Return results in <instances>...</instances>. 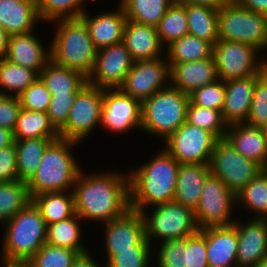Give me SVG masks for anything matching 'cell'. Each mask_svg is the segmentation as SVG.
I'll return each mask as SVG.
<instances>
[{"instance_id":"9c48e42d","label":"cell","mask_w":267,"mask_h":267,"mask_svg":"<svg viewBox=\"0 0 267 267\" xmlns=\"http://www.w3.org/2000/svg\"><path fill=\"white\" fill-rule=\"evenodd\" d=\"M260 52L258 48L246 43L218 40L213 45L212 53L218 79L226 81L262 73L267 68V58Z\"/></svg>"},{"instance_id":"b9f144b4","label":"cell","mask_w":267,"mask_h":267,"mask_svg":"<svg viewBox=\"0 0 267 267\" xmlns=\"http://www.w3.org/2000/svg\"><path fill=\"white\" fill-rule=\"evenodd\" d=\"M78 252L45 243L28 259L30 267H71Z\"/></svg>"},{"instance_id":"ab89813d","label":"cell","mask_w":267,"mask_h":267,"mask_svg":"<svg viewBox=\"0 0 267 267\" xmlns=\"http://www.w3.org/2000/svg\"><path fill=\"white\" fill-rule=\"evenodd\" d=\"M38 13L42 23H50L57 19L80 18L87 10V0H36ZM84 6V7H83Z\"/></svg>"},{"instance_id":"816d5d0a","label":"cell","mask_w":267,"mask_h":267,"mask_svg":"<svg viewBox=\"0 0 267 267\" xmlns=\"http://www.w3.org/2000/svg\"><path fill=\"white\" fill-rule=\"evenodd\" d=\"M20 181L14 144L0 149V183Z\"/></svg>"},{"instance_id":"f6af8a7d","label":"cell","mask_w":267,"mask_h":267,"mask_svg":"<svg viewBox=\"0 0 267 267\" xmlns=\"http://www.w3.org/2000/svg\"><path fill=\"white\" fill-rule=\"evenodd\" d=\"M153 247H133V250L117 251L107 262L106 267H151L155 262ZM152 262V263H151ZM152 264V265H151Z\"/></svg>"},{"instance_id":"1f68e13d","label":"cell","mask_w":267,"mask_h":267,"mask_svg":"<svg viewBox=\"0 0 267 267\" xmlns=\"http://www.w3.org/2000/svg\"><path fill=\"white\" fill-rule=\"evenodd\" d=\"M14 140L31 138H60L45 112L29 111L21 108L13 131Z\"/></svg>"},{"instance_id":"2e32d148","label":"cell","mask_w":267,"mask_h":267,"mask_svg":"<svg viewBox=\"0 0 267 267\" xmlns=\"http://www.w3.org/2000/svg\"><path fill=\"white\" fill-rule=\"evenodd\" d=\"M104 228L106 263L117 251L133 250V247H152L145 237V224L141 212L129 209L123 216L113 219Z\"/></svg>"},{"instance_id":"484cf974","label":"cell","mask_w":267,"mask_h":267,"mask_svg":"<svg viewBox=\"0 0 267 267\" xmlns=\"http://www.w3.org/2000/svg\"><path fill=\"white\" fill-rule=\"evenodd\" d=\"M237 244L234 225L206 228L208 267H237Z\"/></svg>"},{"instance_id":"c3c4849f","label":"cell","mask_w":267,"mask_h":267,"mask_svg":"<svg viewBox=\"0 0 267 267\" xmlns=\"http://www.w3.org/2000/svg\"><path fill=\"white\" fill-rule=\"evenodd\" d=\"M206 228L186 237L185 266L208 267Z\"/></svg>"},{"instance_id":"bcb514c9","label":"cell","mask_w":267,"mask_h":267,"mask_svg":"<svg viewBox=\"0 0 267 267\" xmlns=\"http://www.w3.org/2000/svg\"><path fill=\"white\" fill-rule=\"evenodd\" d=\"M156 247V267H186V238L163 241Z\"/></svg>"},{"instance_id":"5b68a950","label":"cell","mask_w":267,"mask_h":267,"mask_svg":"<svg viewBox=\"0 0 267 267\" xmlns=\"http://www.w3.org/2000/svg\"><path fill=\"white\" fill-rule=\"evenodd\" d=\"M189 95L169 84L141 103V130L161 142L186 122Z\"/></svg>"},{"instance_id":"d590c367","label":"cell","mask_w":267,"mask_h":267,"mask_svg":"<svg viewBox=\"0 0 267 267\" xmlns=\"http://www.w3.org/2000/svg\"><path fill=\"white\" fill-rule=\"evenodd\" d=\"M127 20L157 27L167 9L169 0H120Z\"/></svg>"},{"instance_id":"f907efd6","label":"cell","mask_w":267,"mask_h":267,"mask_svg":"<svg viewBox=\"0 0 267 267\" xmlns=\"http://www.w3.org/2000/svg\"><path fill=\"white\" fill-rule=\"evenodd\" d=\"M20 110L19 96L0 95V127L14 131Z\"/></svg>"},{"instance_id":"f546056e","label":"cell","mask_w":267,"mask_h":267,"mask_svg":"<svg viewBox=\"0 0 267 267\" xmlns=\"http://www.w3.org/2000/svg\"><path fill=\"white\" fill-rule=\"evenodd\" d=\"M47 225L68 219L75 214L73 191L45 192L32 198Z\"/></svg>"},{"instance_id":"60d3db41","label":"cell","mask_w":267,"mask_h":267,"mask_svg":"<svg viewBox=\"0 0 267 267\" xmlns=\"http://www.w3.org/2000/svg\"><path fill=\"white\" fill-rule=\"evenodd\" d=\"M186 122L213 133L218 139H224L228 124L222 117V112L204 108L189 102Z\"/></svg>"},{"instance_id":"30bf717a","label":"cell","mask_w":267,"mask_h":267,"mask_svg":"<svg viewBox=\"0 0 267 267\" xmlns=\"http://www.w3.org/2000/svg\"><path fill=\"white\" fill-rule=\"evenodd\" d=\"M237 206L236 194L224 182L210 174L203 185L199 203L194 210L199 230L233 225ZM234 211V212H233Z\"/></svg>"},{"instance_id":"d6986e66","label":"cell","mask_w":267,"mask_h":267,"mask_svg":"<svg viewBox=\"0 0 267 267\" xmlns=\"http://www.w3.org/2000/svg\"><path fill=\"white\" fill-rule=\"evenodd\" d=\"M36 31L9 36L8 50L5 59L35 71L38 75L51 60L50 45L46 47L35 36Z\"/></svg>"},{"instance_id":"4dcf8cb0","label":"cell","mask_w":267,"mask_h":267,"mask_svg":"<svg viewBox=\"0 0 267 267\" xmlns=\"http://www.w3.org/2000/svg\"><path fill=\"white\" fill-rule=\"evenodd\" d=\"M188 34L209 42L218 41V10L208 6L185 4Z\"/></svg>"},{"instance_id":"11a10c76","label":"cell","mask_w":267,"mask_h":267,"mask_svg":"<svg viewBox=\"0 0 267 267\" xmlns=\"http://www.w3.org/2000/svg\"><path fill=\"white\" fill-rule=\"evenodd\" d=\"M233 0H182L181 4H191L199 6H208L219 10L223 6L230 4Z\"/></svg>"},{"instance_id":"91938a15","label":"cell","mask_w":267,"mask_h":267,"mask_svg":"<svg viewBox=\"0 0 267 267\" xmlns=\"http://www.w3.org/2000/svg\"><path fill=\"white\" fill-rule=\"evenodd\" d=\"M257 267H267V256L259 262Z\"/></svg>"},{"instance_id":"f35d334b","label":"cell","mask_w":267,"mask_h":267,"mask_svg":"<svg viewBox=\"0 0 267 267\" xmlns=\"http://www.w3.org/2000/svg\"><path fill=\"white\" fill-rule=\"evenodd\" d=\"M185 4H172L156 27L162 45L166 48L173 41L188 34Z\"/></svg>"},{"instance_id":"ee69618b","label":"cell","mask_w":267,"mask_h":267,"mask_svg":"<svg viewBox=\"0 0 267 267\" xmlns=\"http://www.w3.org/2000/svg\"><path fill=\"white\" fill-rule=\"evenodd\" d=\"M190 102L194 105L222 112L225 99V81L217 80L189 94Z\"/></svg>"},{"instance_id":"3957f363","label":"cell","mask_w":267,"mask_h":267,"mask_svg":"<svg viewBox=\"0 0 267 267\" xmlns=\"http://www.w3.org/2000/svg\"><path fill=\"white\" fill-rule=\"evenodd\" d=\"M79 144L59 138L47 147L36 172L26 182L31 199L45 192L73 191L82 169L72 154Z\"/></svg>"},{"instance_id":"680465c9","label":"cell","mask_w":267,"mask_h":267,"mask_svg":"<svg viewBox=\"0 0 267 267\" xmlns=\"http://www.w3.org/2000/svg\"><path fill=\"white\" fill-rule=\"evenodd\" d=\"M8 40H9V35L2 27H0V60L2 58H5L7 54Z\"/></svg>"},{"instance_id":"cb8c5ba5","label":"cell","mask_w":267,"mask_h":267,"mask_svg":"<svg viewBox=\"0 0 267 267\" xmlns=\"http://www.w3.org/2000/svg\"><path fill=\"white\" fill-rule=\"evenodd\" d=\"M256 75L225 81V99L222 117L230 125L245 123L252 103Z\"/></svg>"},{"instance_id":"94428289","label":"cell","mask_w":267,"mask_h":267,"mask_svg":"<svg viewBox=\"0 0 267 267\" xmlns=\"http://www.w3.org/2000/svg\"><path fill=\"white\" fill-rule=\"evenodd\" d=\"M172 4L174 3H182V0H169Z\"/></svg>"},{"instance_id":"6f0895ef","label":"cell","mask_w":267,"mask_h":267,"mask_svg":"<svg viewBox=\"0 0 267 267\" xmlns=\"http://www.w3.org/2000/svg\"><path fill=\"white\" fill-rule=\"evenodd\" d=\"M0 267H30L28 259L0 258Z\"/></svg>"},{"instance_id":"74e56055","label":"cell","mask_w":267,"mask_h":267,"mask_svg":"<svg viewBox=\"0 0 267 267\" xmlns=\"http://www.w3.org/2000/svg\"><path fill=\"white\" fill-rule=\"evenodd\" d=\"M32 201L25 181L0 183V225Z\"/></svg>"},{"instance_id":"f5cc1de1","label":"cell","mask_w":267,"mask_h":267,"mask_svg":"<svg viewBox=\"0 0 267 267\" xmlns=\"http://www.w3.org/2000/svg\"><path fill=\"white\" fill-rule=\"evenodd\" d=\"M237 5L267 17V0H233Z\"/></svg>"},{"instance_id":"7c38bea8","label":"cell","mask_w":267,"mask_h":267,"mask_svg":"<svg viewBox=\"0 0 267 267\" xmlns=\"http://www.w3.org/2000/svg\"><path fill=\"white\" fill-rule=\"evenodd\" d=\"M103 88L87 84L76 96L66 124L58 131L62 139L83 142L100 126Z\"/></svg>"},{"instance_id":"681fc988","label":"cell","mask_w":267,"mask_h":267,"mask_svg":"<svg viewBox=\"0 0 267 267\" xmlns=\"http://www.w3.org/2000/svg\"><path fill=\"white\" fill-rule=\"evenodd\" d=\"M76 96L77 94L51 96L47 114L51 124L57 131L66 124L69 111L76 99Z\"/></svg>"},{"instance_id":"8992f818","label":"cell","mask_w":267,"mask_h":267,"mask_svg":"<svg viewBox=\"0 0 267 267\" xmlns=\"http://www.w3.org/2000/svg\"><path fill=\"white\" fill-rule=\"evenodd\" d=\"M2 228L1 257L29 259L46 243L47 224L32 201L6 221Z\"/></svg>"},{"instance_id":"e0dca14e","label":"cell","mask_w":267,"mask_h":267,"mask_svg":"<svg viewBox=\"0 0 267 267\" xmlns=\"http://www.w3.org/2000/svg\"><path fill=\"white\" fill-rule=\"evenodd\" d=\"M133 63L123 42L100 48L94 67L87 77V84L103 89L119 88Z\"/></svg>"},{"instance_id":"4fadbf2b","label":"cell","mask_w":267,"mask_h":267,"mask_svg":"<svg viewBox=\"0 0 267 267\" xmlns=\"http://www.w3.org/2000/svg\"><path fill=\"white\" fill-rule=\"evenodd\" d=\"M218 140L213 133L185 122L163 141V148L179 164H205L210 163Z\"/></svg>"},{"instance_id":"f1b7e54d","label":"cell","mask_w":267,"mask_h":267,"mask_svg":"<svg viewBox=\"0 0 267 267\" xmlns=\"http://www.w3.org/2000/svg\"><path fill=\"white\" fill-rule=\"evenodd\" d=\"M59 138L15 140L16 165L19 178L27 182L36 172L47 147Z\"/></svg>"},{"instance_id":"44dd1931","label":"cell","mask_w":267,"mask_h":267,"mask_svg":"<svg viewBox=\"0 0 267 267\" xmlns=\"http://www.w3.org/2000/svg\"><path fill=\"white\" fill-rule=\"evenodd\" d=\"M88 9L80 16L89 30L93 45L104 48L123 41V32L127 17L119 4L115 11L99 13L91 16Z\"/></svg>"},{"instance_id":"d4e9b609","label":"cell","mask_w":267,"mask_h":267,"mask_svg":"<svg viewBox=\"0 0 267 267\" xmlns=\"http://www.w3.org/2000/svg\"><path fill=\"white\" fill-rule=\"evenodd\" d=\"M38 22L42 21L36 0H0V27L9 36L32 32Z\"/></svg>"},{"instance_id":"7dc6e473","label":"cell","mask_w":267,"mask_h":267,"mask_svg":"<svg viewBox=\"0 0 267 267\" xmlns=\"http://www.w3.org/2000/svg\"><path fill=\"white\" fill-rule=\"evenodd\" d=\"M19 99L22 109L47 113L51 93L38 77L21 95H19Z\"/></svg>"},{"instance_id":"4316f807","label":"cell","mask_w":267,"mask_h":267,"mask_svg":"<svg viewBox=\"0 0 267 267\" xmlns=\"http://www.w3.org/2000/svg\"><path fill=\"white\" fill-rule=\"evenodd\" d=\"M211 174L209 163L180 164L175 188V202L195 210L205 180Z\"/></svg>"},{"instance_id":"7bdbcfd3","label":"cell","mask_w":267,"mask_h":267,"mask_svg":"<svg viewBox=\"0 0 267 267\" xmlns=\"http://www.w3.org/2000/svg\"><path fill=\"white\" fill-rule=\"evenodd\" d=\"M245 124L267 129V68L256 75L252 103Z\"/></svg>"},{"instance_id":"7a4b0ae2","label":"cell","mask_w":267,"mask_h":267,"mask_svg":"<svg viewBox=\"0 0 267 267\" xmlns=\"http://www.w3.org/2000/svg\"><path fill=\"white\" fill-rule=\"evenodd\" d=\"M179 165L163 148L149 162L130 170V209L141 212L149 206L172 202Z\"/></svg>"},{"instance_id":"ac0fdd59","label":"cell","mask_w":267,"mask_h":267,"mask_svg":"<svg viewBox=\"0 0 267 267\" xmlns=\"http://www.w3.org/2000/svg\"><path fill=\"white\" fill-rule=\"evenodd\" d=\"M234 222L237 230V267H257L267 256V219L248 218Z\"/></svg>"},{"instance_id":"83f0119b","label":"cell","mask_w":267,"mask_h":267,"mask_svg":"<svg viewBox=\"0 0 267 267\" xmlns=\"http://www.w3.org/2000/svg\"><path fill=\"white\" fill-rule=\"evenodd\" d=\"M39 78L53 95L78 94L86 85L87 77L78 70L57 65L50 60Z\"/></svg>"},{"instance_id":"603a6c76","label":"cell","mask_w":267,"mask_h":267,"mask_svg":"<svg viewBox=\"0 0 267 267\" xmlns=\"http://www.w3.org/2000/svg\"><path fill=\"white\" fill-rule=\"evenodd\" d=\"M122 42L134 62L165 56V47L160 41L156 27L153 26L127 20Z\"/></svg>"},{"instance_id":"7402d4cb","label":"cell","mask_w":267,"mask_h":267,"mask_svg":"<svg viewBox=\"0 0 267 267\" xmlns=\"http://www.w3.org/2000/svg\"><path fill=\"white\" fill-rule=\"evenodd\" d=\"M168 64L170 67V84L188 95L195 89L218 80L213 56L199 61Z\"/></svg>"},{"instance_id":"836d02e7","label":"cell","mask_w":267,"mask_h":267,"mask_svg":"<svg viewBox=\"0 0 267 267\" xmlns=\"http://www.w3.org/2000/svg\"><path fill=\"white\" fill-rule=\"evenodd\" d=\"M168 63H183L211 58L213 46L200 38L187 34L166 47Z\"/></svg>"},{"instance_id":"5bb4252c","label":"cell","mask_w":267,"mask_h":267,"mask_svg":"<svg viewBox=\"0 0 267 267\" xmlns=\"http://www.w3.org/2000/svg\"><path fill=\"white\" fill-rule=\"evenodd\" d=\"M170 84L167 57L135 61L119 89L141 103Z\"/></svg>"},{"instance_id":"ffe728a7","label":"cell","mask_w":267,"mask_h":267,"mask_svg":"<svg viewBox=\"0 0 267 267\" xmlns=\"http://www.w3.org/2000/svg\"><path fill=\"white\" fill-rule=\"evenodd\" d=\"M225 139L239 154L267 169V129L245 123L230 124Z\"/></svg>"},{"instance_id":"db71d44e","label":"cell","mask_w":267,"mask_h":267,"mask_svg":"<svg viewBox=\"0 0 267 267\" xmlns=\"http://www.w3.org/2000/svg\"><path fill=\"white\" fill-rule=\"evenodd\" d=\"M106 267L105 263L104 265H101L98 261L95 262L94 256L89 253L88 251L78 253V255L75 257L74 261L72 262L71 267Z\"/></svg>"},{"instance_id":"ba28073f","label":"cell","mask_w":267,"mask_h":267,"mask_svg":"<svg viewBox=\"0 0 267 267\" xmlns=\"http://www.w3.org/2000/svg\"><path fill=\"white\" fill-rule=\"evenodd\" d=\"M218 40L246 43L267 51V17L231 2L218 10Z\"/></svg>"},{"instance_id":"6da1fadb","label":"cell","mask_w":267,"mask_h":267,"mask_svg":"<svg viewBox=\"0 0 267 267\" xmlns=\"http://www.w3.org/2000/svg\"><path fill=\"white\" fill-rule=\"evenodd\" d=\"M83 171L73 186L75 213L82 220L104 225L130 209L129 171L126 174L120 170L86 174Z\"/></svg>"},{"instance_id":"277c9868","label":"cell","mask_w":267,"mask_h":267,"mask_svg":"<svg viewBox=\"0 0 267 267\" xmlns=\"http://www.w3.org/2000/svg\"><path fill=\"white\" fill-rule=\"evenodd\" d=\"M52 23H55L56 30L50 42L51 60L88 77L98 49L93 45L85 22L81 18H69L57 19Z\"/></svg>"},{"instance_id":"d6a6232c","label":"cell","mask_w":267,"mask_h":267,"mask_svg":"<svg viewBox=\"0 0 267 267\" xmlns=\"http://www.w3.org/2000/svg\"><path fill=\"white\" fill-rule=\"evenodd\" d=\"M82 220L76 213L65 220L47 225L46 243L75 250L78 253L88 251L82 239Z\"/></svg>"},{"instance_id":"9a60e30c","label":"cell","mask_w":267,"mask_h":267,"mask_svg":"<svg viewBox=\"0 0 267 267\" xmlns=\"http://www.w3.org/2000/svg\"><path fill=\"white\" fill-rule=\"evenodd\" d=\"M100 125L107 132L120 135L141 129V102L119 88L103 89Z\"/></svg>"},{"instance_id":"52a82bcc","label":"cell","mask_w":267,"mask_h":267,"mask_svg":"<svg viewBox=\"0 0 267 267\" xmlns=\"http://www.w3.org/2000/svg\"><path fill=\"white\" fill-rule=\"evenodd\" d=\"M150 208V210H149ZM141 211L145 237L149 243L184 239L199 231L194 210L175 201L155 205ZM149 211V212H148Z\"/></svg>"},{"instance_id":"8fae6325","label":"cell","mask_w":267,"mask_h":267,"mask_svg":"<svg viewBox=\"0 0 267 267\" xmlns=\"http://www.w3.org/2000/svg\"><path fill=\"white\" fill-rule=\"evenodd\" d=\"M209 165L211 174L236 195L264 170L258 163L239 154L225 138L216 142Z\"/></svg>"},{"instance_id":"9f6ffc18","label":"cell","mask_w":267,"mask_h":267,"mask_svg":"<svg viewBox=\"0 0 267 267\" xmlns=\"http://www.w3.org/2000/svg\"><path fill=\"white\" fill-rule=\"evenodd\" d=\"M14 141L13 131L0 127V149L13 145Z\"/></svg>"},{"instance_id":"e575fe53","label":"cell","mask_w":267,"mask_h":267,"mask_svg":"<svg viewBox=\"0 0 267 267\" xmlns=\"http://www.w3.org/2000/svg\"><path fill=\"white\" fill-rule=\"evenodd\" d=\"M237 206L251 212L252 218H267V169L262 170L238 194ZM246 208V209H245Z\"/></svg>"},{"instance_id":"8d00e7d4","label":"cell","mask_w":267,"mask_h":267,"mask_svg":"<svg viewBox=\"0 0 267 267\" xmlns=\"http://www.w3.org/2000/svg\"><path fill=\"white\" fill-rule=\"evenodd\" d=\"M38 77L35 71L2 58L0 60V95L19 96Z\"/></svg>"}]
</instances>
